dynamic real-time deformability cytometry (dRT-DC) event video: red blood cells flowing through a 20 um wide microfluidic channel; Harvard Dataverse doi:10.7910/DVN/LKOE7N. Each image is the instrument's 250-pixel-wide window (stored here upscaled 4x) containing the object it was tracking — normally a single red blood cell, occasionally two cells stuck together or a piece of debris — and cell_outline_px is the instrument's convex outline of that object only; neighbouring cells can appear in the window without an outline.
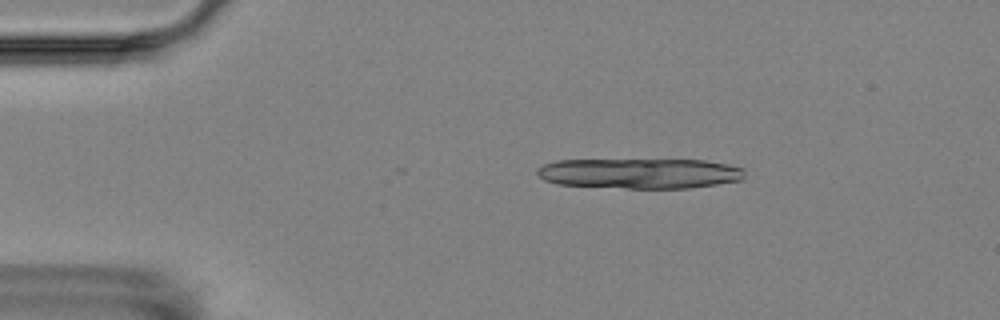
{"species": "Egyptian fruit bat (a non-hibernating species)", "species_latin": "Rousettus aegyptiacus", "temperature_condition": "room temperature", "stored_images_in_passage": 5, "camera_frame_rate_fps": 3000, "um_per_image_px": 0.085, "animal": {"sex": "female"}, "frame": {"image": 1, "passage_image": 3, "time_ms": 2.333, "image_size_px": [1000, 320], "cell_outline_px": [[744, 176], [740, 180], [716, 184], [688, 188], [628, 188], [556, 184], [544, 180], [536, 172], [536, 168], [544, 164], [556, 160], [704, 160], [728, 164], [744, 168]], "centroid_in_image_um": [54.37, 14.73], "position_along_channel_um": 30.6, "area_um2": 36.53}}